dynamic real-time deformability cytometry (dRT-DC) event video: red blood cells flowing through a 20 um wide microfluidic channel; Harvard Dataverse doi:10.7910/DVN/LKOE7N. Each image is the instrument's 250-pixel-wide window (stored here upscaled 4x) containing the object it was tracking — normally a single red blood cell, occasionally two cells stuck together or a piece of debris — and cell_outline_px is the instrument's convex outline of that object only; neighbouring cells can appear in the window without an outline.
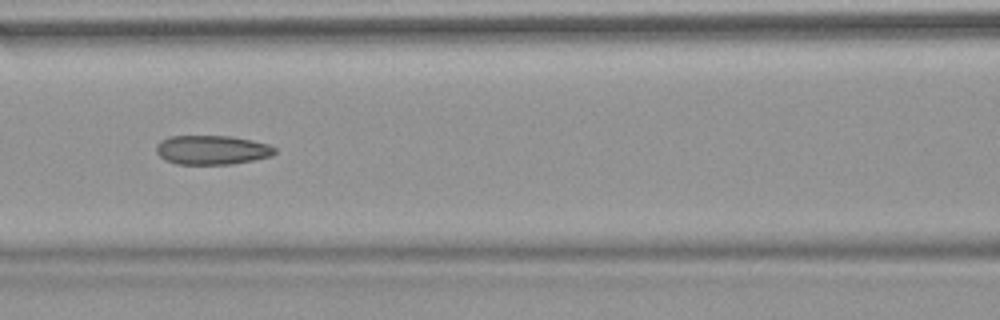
{"species": "common noctule bat (a hibernating species)", "species_latin": "Nyctalus noctula", "temperature_condition": "warm", "stored_images_in_passage": 52, "camera_frame_rate_fps": 3000, "um_per_image_px": 0.085, "animal": {"sex": "female", "body_mass_g": 18.4}, "frame": {"image": 1, "passage_image": 23, "time_ms": 7.333, "image_size_px": [1000, 320], "cell_outline_px": [[276, 152], [272, 156], [232, 164], [176, 164], [164, 160], [156, 152], [156, 144], [160, 140], [168, 136], [232, 136], [252, 140], [268, 144], [276, 148]], "centroid_in_image_um": [17.99, 12.74], "position_along_channel_um": 148.6, "area_um2": 20.35}}
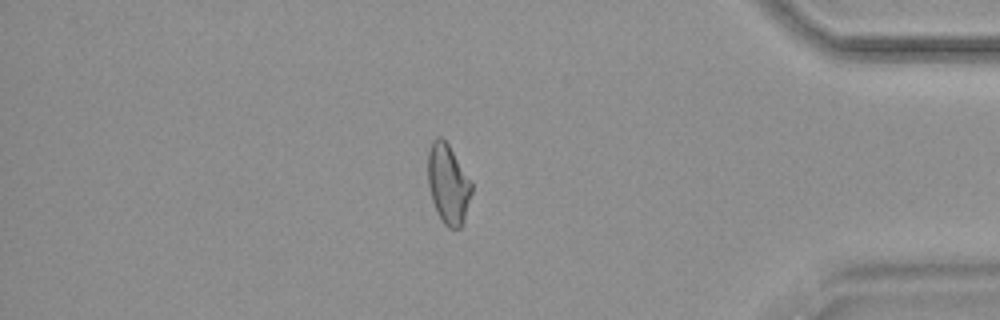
{"frame": {"image": 2, "passage_image": 45, "time_ms": 14.667, "image_size_px": [1000, 320], "cell_outline_px": [[472, 192], [464, 220], [460, 228], [448, 228], [444, 224], [432, 200], [428, 184], [428, 152], [432, 140], [436, 136], [440, 136], [448, 144], [472, 184]], "centroid_in_image_um": [38.08, 15.63], "position_along_channel_um": 397.1, "area_um2": 19.94}, "authors_computed_cell_mechanics": {"area_um2": 20.6346, "velocity_mm_per_s": 3.8259, "shape_relaxation_time_tau1_ms": null, "shape_relaxation_time_tau2_ms": 2.7417, "deformation_change_tau1": null, "deformation_change_tau2": 0.112}}